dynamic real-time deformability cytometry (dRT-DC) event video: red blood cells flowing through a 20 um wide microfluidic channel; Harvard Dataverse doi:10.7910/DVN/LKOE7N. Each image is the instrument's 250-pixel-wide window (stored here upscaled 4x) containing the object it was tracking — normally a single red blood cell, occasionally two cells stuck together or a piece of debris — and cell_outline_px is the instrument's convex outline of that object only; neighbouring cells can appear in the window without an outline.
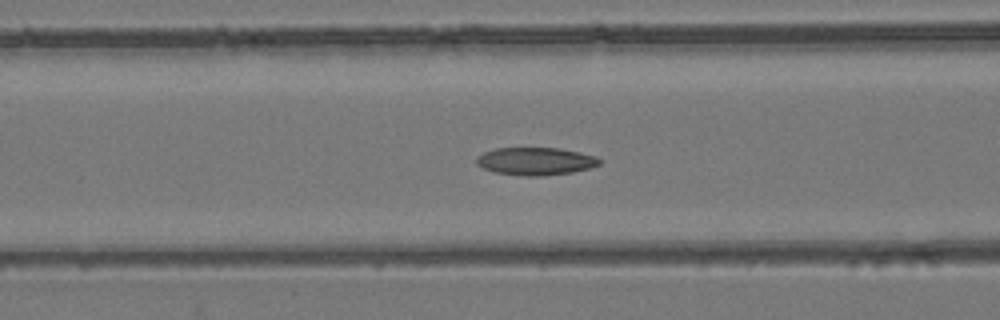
{"species": "common noctule bat (a hibernating species)", "species_latin": "Nyctalus noctula", "temperature_condition": "room temperature", "stored_images_in_passage": 54, "camera_frame_rate_fps": 3000, "um_per_image_px": 0.085, "animal": {"sex": "female", "body_mass_g": 24.6, "forearm_length_mm": 56.2}, "frame": {"image": 1, "passage_image": 22, "time_ms": 7.0, "image_size_px": [1000, 320], "cell_outline_px": [[600, 164], [592, 168], [572, 172], [544, 176], [524, 176], [496, 172], [484, 168], [476, 164], [476, 156], [484, 152], [496, 148], [560, 148], [580, 152], [596, 156], [600, 160]], "centroid_in_image_um": [45.54, 13.7], "position_along_channel_um": 121.1, "area_um2": 19.94}}
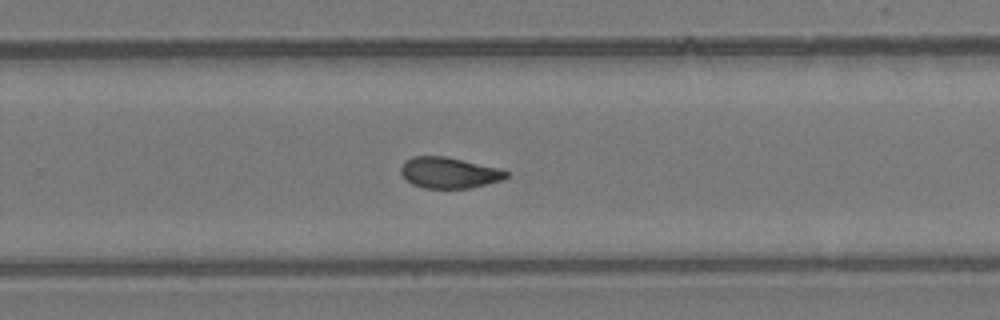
{"frame": {"image": 2, "passage_image": 35, "time_ms": 11.333, "image_size_px": [1000, 320], "cell_outline_px": [[508, 176], [504, 180], [468, 188], [424, 188], [412, 184], [400, 172], [400, 168], [404, 160], [412, 156], [444, 156], [500, 168], [508, 172]], "centroid_in_image_um": [38.17, 14.67], "position_along_channel_um": 291.6, "area_um2": 19.02}}
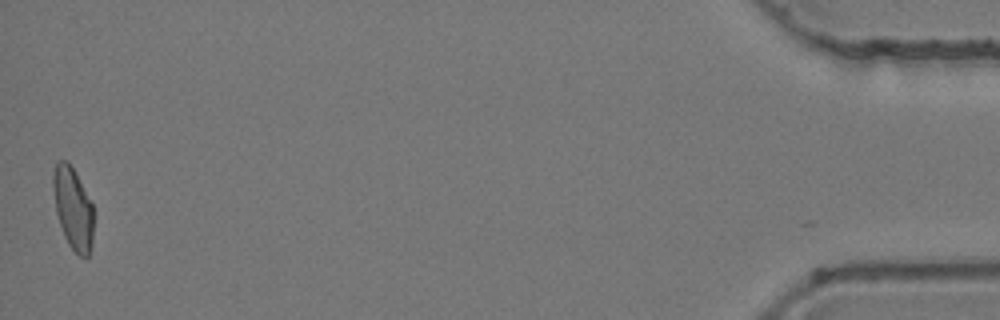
{"frame": {"image": 3, "passage_image": 53, "time_ms": 17.333, "image_size_px": [1000, 320], "cell_outline_px": [[92, 244], [88, 256], [80, 256], [68, 244], [64, 236], [56, 212], [52, 184], [52, 176], [56, 164], [60, 160], [64, 160], [72, 168], [92, 204]], "centroid_in_image_um": [6.18, 17.73], "position_along_channel_um": 429.0, "area_um2": 18.73}, "authors_computed_cell_mechanics": {"area_um2": 19.7387, "velocity_mm_per_s": 3.9367, "shape_relaxation_time_tau1_ms": null, "shape_relaxation_time_tau2_ms": 2.2913, "deformation_change_tau1": null, "deformation_change_tau2": 0.0836}}